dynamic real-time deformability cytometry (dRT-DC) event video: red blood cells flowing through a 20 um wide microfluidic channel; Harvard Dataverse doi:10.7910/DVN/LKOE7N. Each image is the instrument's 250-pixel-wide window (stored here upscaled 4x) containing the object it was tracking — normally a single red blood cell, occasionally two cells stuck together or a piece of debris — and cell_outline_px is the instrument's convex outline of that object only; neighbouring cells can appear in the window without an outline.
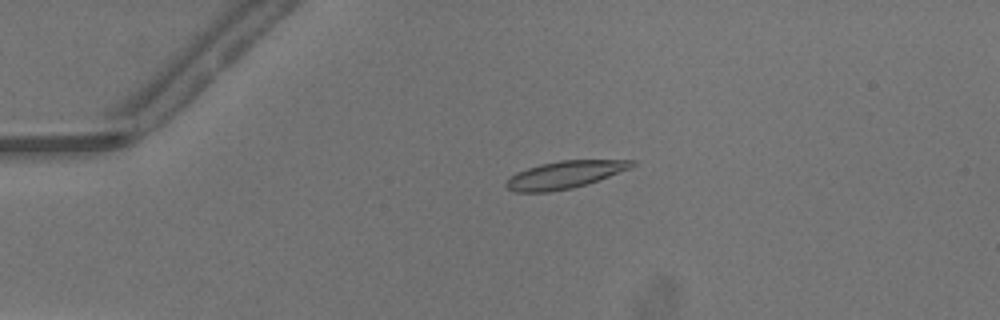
{"species": "common noctule bat (a hibernating species)", "species_latin": "Nyctalus noctula", "temperature_condition": "warm", "stored_images_in_passage": 50, "camera_frame_rate_fps": 3000, "um_per_image_px": 0.085, "animal": {"sex": "male", "body_mass_g": 13.3}, "frame": {"image": 1, "passage_image": 12, "time_ms": 3.667, "image_size_px": [1000, 320], "cell_outline_px": [[636, 164], [632, 168], [588, 184], [572, 188], [548, 192], [516, 192], [508, 188], [504, 184], [516, 172], [540, 164], [560, 160], [636, 160]], "centroid_in_image_um": [48.05, 14.85], "position_along_channel_um": 37.0, "area_um2": 20.11}}
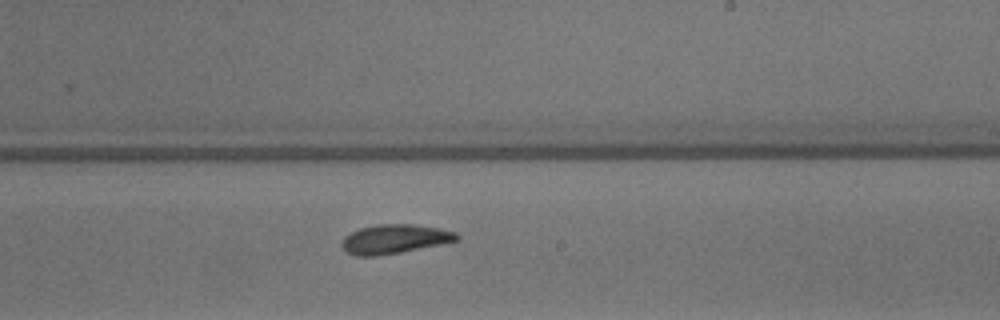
{"frame": {"image": 2, "passage_image": 31, "time_ms": 10.0, "image_size_px": [1000, 320], "cell_outline_px": [[460, 240], [448, 244], [376, 256], [356, 256], [348, 252], [340, 244], [344, 236], [360, 228], [376, 224], [412, 224], [440, 228], [456, 232], [460, 236]], "centroid_in_image_um": [33.61, 20.32], "position_along_channel_um": 255.4, "area_um2": 19.83}}
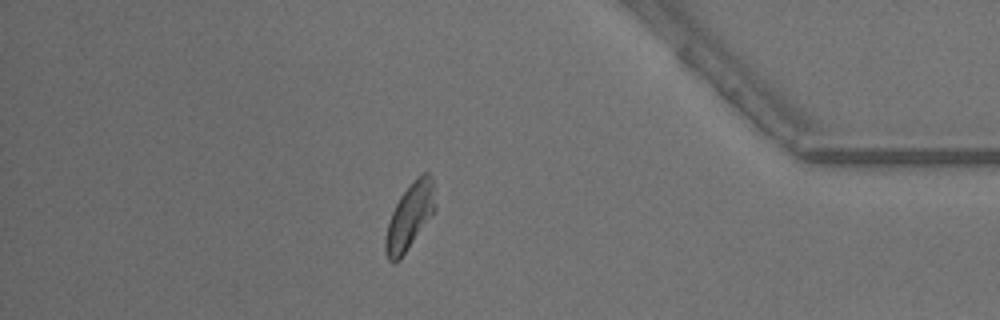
{"frame": {"image": 3, "passage_image": 44, "time_ms": 14.333, "image_size_px": [1000, 320], "cell_outline_px": [[436, 212], [400, 260], [392, 264], [388, 260], [384, 248], [384, 240], [388, 224], [392, 212], [400, 196], [412, 180], [424, 172], [428, 172], [432, 176], [436, 208]], "centroid_in_image_um": [34.84, 18.42], "position_along_channel_um": 400.4, "area_um2": 19.54}, "authors_computed_cell_mechanics": {"area_um2": 19.4208, "velocity_mm_per_s": 4.1638, "shape_relaxation_time_tau1_ms": 6.9134, "shape_relaxation_time_tau2_ms": 5.4458, "deformation_change_tau1": 0.1951, "deformation_change_tau2": 0.107}}